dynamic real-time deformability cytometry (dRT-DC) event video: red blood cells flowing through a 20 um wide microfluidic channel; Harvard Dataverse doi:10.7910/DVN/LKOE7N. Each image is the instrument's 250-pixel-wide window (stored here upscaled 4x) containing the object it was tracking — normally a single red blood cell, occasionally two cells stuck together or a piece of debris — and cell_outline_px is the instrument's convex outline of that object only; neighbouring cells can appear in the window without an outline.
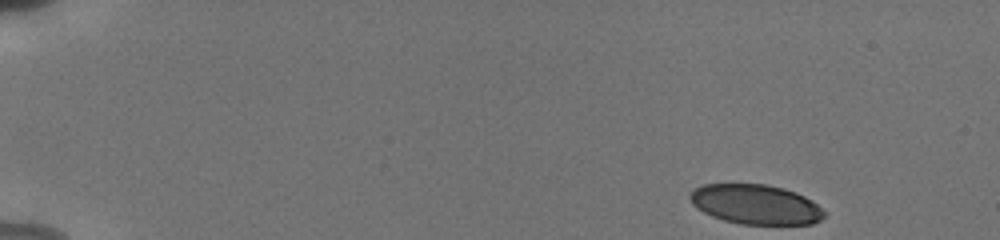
{"species": "human", "species_latin": "Homo sapiens", "temperature_condition": "cold", "stored_images_in_passage": 32, "camera_frame_rate_fps": 3000, "um_per_image_px": 0.085, "donor": {"sex": "male"}, "frame": {"image": 1, "passage_image": 1, "time_ms": 0.0, "image_size_px": [1000, 240], "cell_outline_px": [[824, 216], [820, 220], [812, 224], [740, 224], [724, 220], [712, 216], [696, 208], [692, 204], [688, 196], [692, 188], [704, 184], [764, 184], [784, 188], [796, 192], [812, 200], [824, 212]], "centroid_in_image_um": [64.19, 17.36], "position_along_channel_um": 20.8, "area_um2": 31.15}}
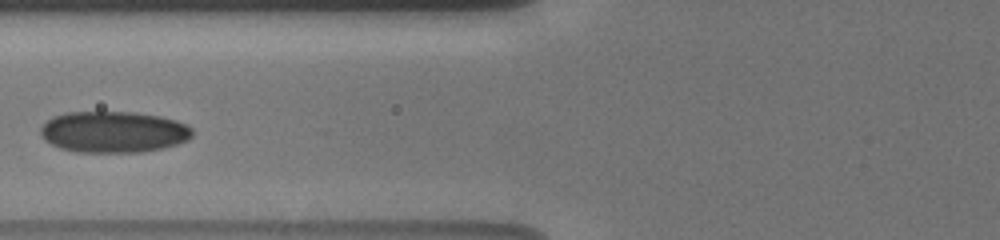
{"frame": {"image": 2, "passage_image": 10, "time_ms": 6.0, "image_size_px": [1000, 240], "cell_outline_px": [[192, 136], [188, 140], [164, 148], [140, 152], [76, 152], [60, 148], [44, 140], [40, 136], [40, 128], [52, 116], [64, 112], [136, 112], [160, 116], [176, 120], [188, 124], [192, 128]], "centroid_in_image_um": [9.65, 11.21], "position_along_channel_um": 116.2, "area_um2": 36.88}}
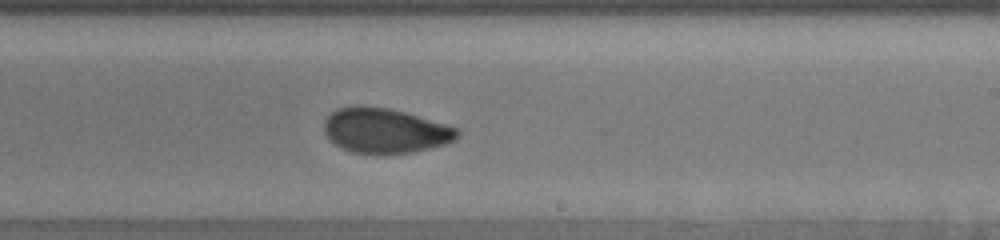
{"frame": {"image": 3, "passage_image": 17, "time_ms": 9.667, "image_size_px": [1000, 240], "cell_outline_px": [[460, 136], [444, 144], [412, 152], [376, 156], [352, 152], [340, 148], [324, 132], [324, 120], [336, 108], [356, 104], [360, 104], [388, 108], [404, 112], [460, 128]], "centroid_in_image_um": [32.7, 11.11], "position_along_channel_um": 256.3, "area_um2": 35.43}, "authors_computed_cell_mechanics": {"area_um2": 34.1598, "velocity_mm_per_s": 3.8272, "shape_relaxation_time_tau1_ms": 9.8224, "shape_relaxation_time_tau2_ms": 0.8327, "deformation_change_tau1": 0.1861, "deformation_change_tau2": 0.0366}}